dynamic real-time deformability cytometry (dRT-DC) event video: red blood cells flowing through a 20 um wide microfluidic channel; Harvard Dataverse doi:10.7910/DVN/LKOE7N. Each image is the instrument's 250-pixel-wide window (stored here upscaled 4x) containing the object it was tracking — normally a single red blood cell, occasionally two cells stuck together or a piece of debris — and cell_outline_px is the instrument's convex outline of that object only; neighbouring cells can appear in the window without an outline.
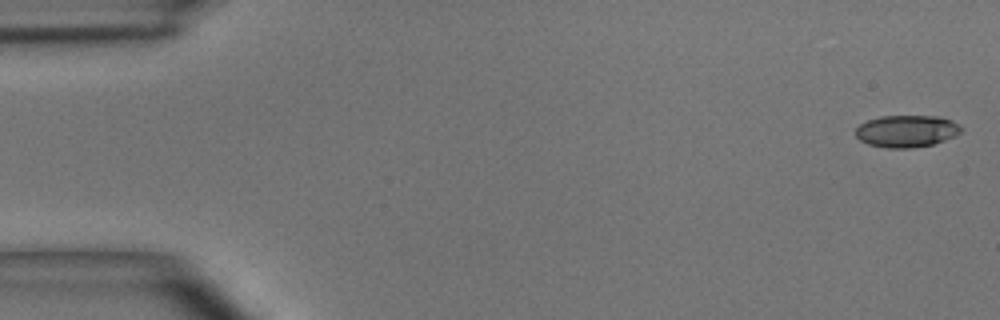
{"species": "common noctule bat (a hibernating species)", "species_latin": "Nyctalus noctula", "temperature_condition": "room temperature", "stored_images_in_passage": 48, "camera_frame_rate_fps": 3000, "um_per_image_px": 0.085, "animal": {"sex": "male", "body_mass_g": 15.6}, "frame": {"image": 1, "passage_image": 1, "time_ms": 0.0, "image_size_px": [1000, 320], "cell_outline_px": [[960, 132], [956, 136], [932, 144], [912, 148], [888, 148], [868, 144], [860, 140], [856, 136], [856, 128], [860, 124], [868, 120], [880, 116], [936, 116], [952, 120], [960, 124]], "centroid_in_image_um": [77.06, 11.14], "position_along_channel_um": 7.9, "area_um2": 19.65}}
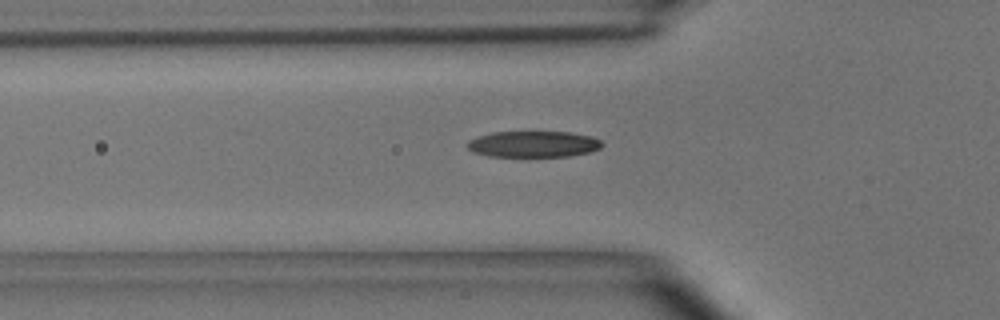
{"frame": {"image": 2, "passage_image": 16, "time_ms": 5.0, "image_size_px": [1000, 320], "cell_outline_px": [[604, 144], [600, 148], [588, 152], [568, 156], [488, 156], [472, 152], [464, 144], [468, 140], [492, 132], [572, 132], [592, 136], [600, 140]], "centroid_in_image_um": [45.32, 12.24], "position_along_channel_um": 80.5, "area_um2": 20.58}}
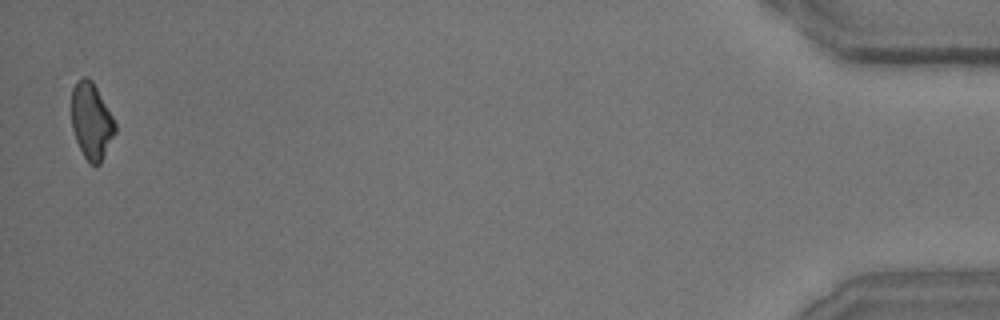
{"frame": {"image": 3, "passage_image": 48, "time_ms": 15.667, "image_size_px": [1000, 320], "cell_outline_px": [[116, 132], [100, 164], [92, 164], [84, 156], [76, 140], [72, 128], [72, 88], [76, 80], [84, 76], [88, 76], [92, 80], [112, 116], [116, 124]], "centroid_in_image_um": [7.76, 10.26], "position_along_channel_um": 427.4, "area_um2": 19.25}, "authors_computed_cell_mechanics": {"area_um2": 20.4901, "velocity_mm_per_s": 4.0804, "shape_relaxation_time_tau1_ms": 3.0907, "shape_relaxation_time_tau2_ms": 2.5735, "deformation_change_tau1": 0.1584, "deformation_change_tau2": 0.1033}}